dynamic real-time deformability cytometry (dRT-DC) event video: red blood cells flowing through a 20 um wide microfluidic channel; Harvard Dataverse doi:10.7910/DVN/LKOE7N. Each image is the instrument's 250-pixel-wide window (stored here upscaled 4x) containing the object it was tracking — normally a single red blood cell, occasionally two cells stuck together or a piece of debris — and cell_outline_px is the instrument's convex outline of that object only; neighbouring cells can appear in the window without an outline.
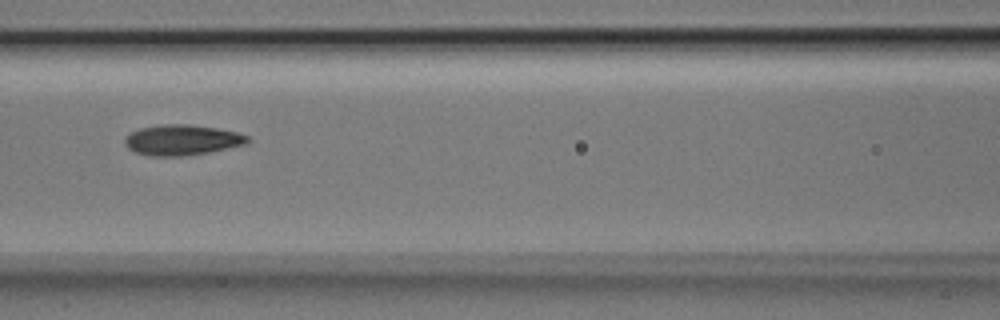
{"species": "Egyptian fruit bat (a non-hibernating species)", "species_latin": "Rousettus aegyptiacus", "temperature_condition": "room temperature", "stored_images_in_passage": 5, "camera_frame_rate_fps": 3000, "um_per_image_px": 0.085, "animal": {"sex": "male"}, "frame": {"image": 1, "passage_image": 5, "time_ms": 1.333, "image_size_px": [1000, 320], "cell_outline_px": [[252, 140], [248, 144], [208, 152], [184, 156], [148, 156], [136, 152], [128, 148], [124, 144], [124, 136], [140, 128], [160, 124], [188, 124], [216, 128], [236, 132], [248, 136]], "centroid_in_image_um": [15.47, 11.9], "position_along_channel_um": 151.1, "area_um2": 21.96}}